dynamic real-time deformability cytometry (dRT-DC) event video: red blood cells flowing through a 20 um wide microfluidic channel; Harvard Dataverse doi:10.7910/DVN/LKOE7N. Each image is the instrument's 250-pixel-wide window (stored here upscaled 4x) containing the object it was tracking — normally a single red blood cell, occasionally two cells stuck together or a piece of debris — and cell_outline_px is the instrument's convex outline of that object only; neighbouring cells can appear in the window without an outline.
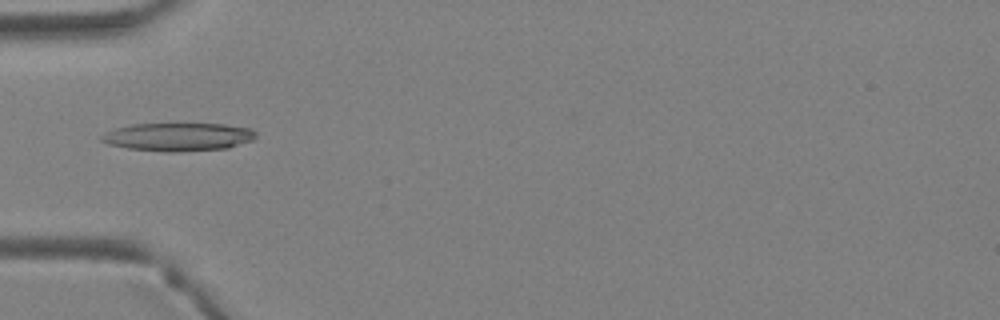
{"species": "Egyptian fruit bat (a non-hibernating species)", "species_latin": "Rousettus aegyptiacus", "temperature_condition": "warm", "stored_images_in_passage": 39, "camera_frame_rate_fps": 3000, "um_per_image_px": 0.085, "animal": {"sex": "female"}, "frame": {"image": 1, "passage_image": 12, "time_ms": 3.667, "image_size_px": [1000, 320], "cell_outline_px": [[256, 136], [252, 140], [228, 148], [176, 152], [168, 152], [128, 148], [108, 144], [100, 140], [100, 136], [104, 132], [116, 128], [132, 124], [224, 124], [252, 128], [256, 132]], "centroid_in_image_um": [15.14, 11.63], "position_along_channel_um": 69.9, "area_um2": 25.37}}
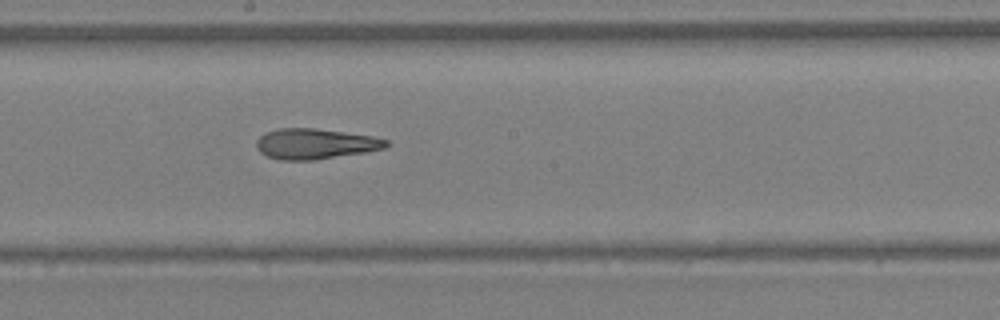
{"frame": {"image": 2, "passage_image": 21, "time_ms": 6.667, "image_size_px": [1000, 320], "cell_outline_px": [[388, 144], [384, 148], [364, 152], [312, 160], [280, 160], [268, 156], [260, 152], [256, 148], [256, 140], [260, 136], [268, 132], [280, 128], [312, 128], [344, 132], [372, 136], [388, 140]], "centroid_in_image_um": [26.76, 12.22], "position_along_channel_um": 221.4, "area_um2": 22.72}}
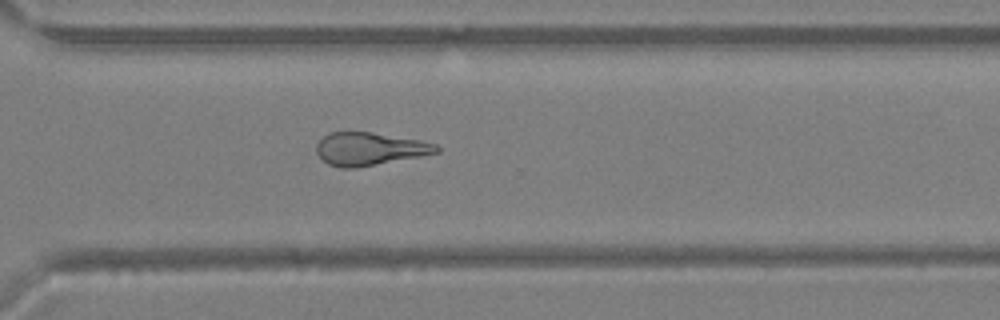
{"frame": {"image": 3, "passage_image": 28, "time_ms": 9.0, "image_size_px": [1000, 320], "cell_outline_px": [[440, 152], [420, 156], [356, 168], [340, 168], [328, 164], [316, 152], [316, 144], [328, 132], [372, 132], [420, 140], [436, 144], [440, 148]], "centroid_in_image_um": [31.41, 12.65], "position_along_channel_um": 339.2, "area_um2": 22.95}}